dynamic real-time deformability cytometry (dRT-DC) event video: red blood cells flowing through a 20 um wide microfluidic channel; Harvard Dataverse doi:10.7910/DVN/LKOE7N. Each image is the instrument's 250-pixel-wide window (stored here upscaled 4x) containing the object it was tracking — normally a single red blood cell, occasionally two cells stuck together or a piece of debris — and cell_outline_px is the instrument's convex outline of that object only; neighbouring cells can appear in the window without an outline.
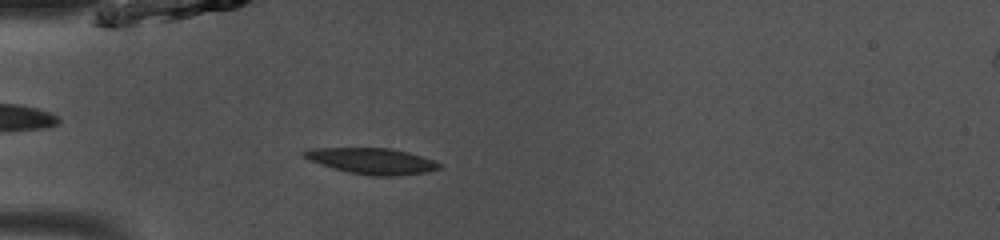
{"species": "common noctule bat (a hibernating species)", "species_latin": "Nyctalus noctula", "temperature_condition": "room temperature", "stored_images_in_passage": 36, "camera_frame_rate_fps": 3000, "um_per_image_px": 0.085, "animal": {"sex": "male", "body_mass_g": 13.0, "forearm_length_mm": 53.1}, "frame": {"image": 1, "passage_image": 5, "time_ms": 1.333, "image_size_px": [1000, 240], "cell_outline_px": [[444, 164], [440, 168], [428, 172], [400, 176], [372, 176], [348, 172], [332, 168], [320, 164], [304, 156], [300, 152], [316, 148], [388, 148], [408, 152]], "centroid_in_image_um": [31.66, 13.7], "position_along_channel_um": 53.3, "area_um2": 20.4}}
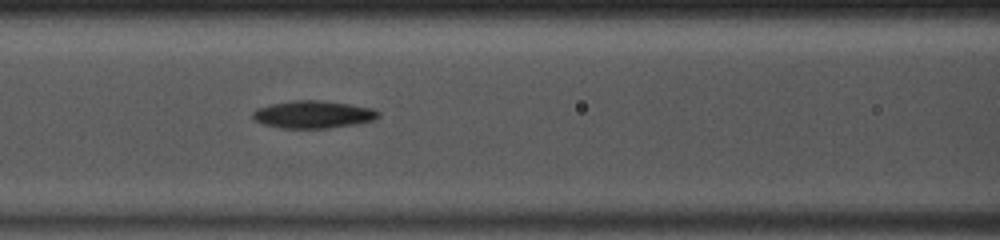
{"frame": {"image": 2, "passage_image": 12, "time_ms": 3.667, "image_size_px": [1000, 240], "cell_outline_px": [[380, 116], [376, 120], [356, 124], [328, 128], [280, 128], [264, 124], [256, 120], [252, 116], [252, 112], [256, 108], [272, 104], [296, 100], [316, 100], [348, 104], [372, 108], [380, 112]], "centroid_in_image_um": [26.64, 9.73], "position_along_channel_um": 140.0, "area_um2": 20.06}}
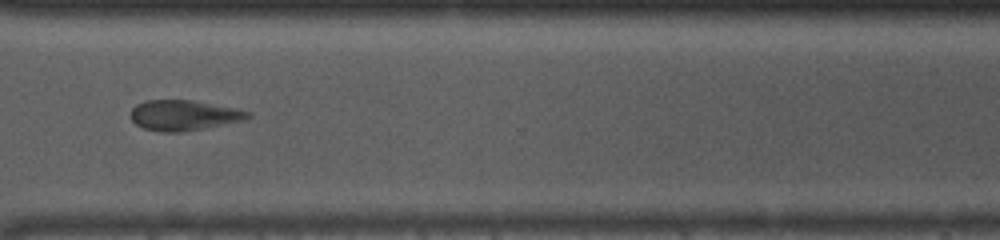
{"frame": {"image": 3, "passage_image": 28, "time_ms": 9.0, "image_size_px": [1000, 240], "cell_outline_px": [[252, 116], [244, 120], [204, 128], [180, 132], [160, 132], [144, 128], [136, 124], [132, 120], [132, 108], [136, 104], [144, 100], [192, 100], [236, 108], [252, 112]], "centroid_in_image_um": [15.64, 9.79], "position_along_channel_um": 355.0, "area_um2": 20.69}, "authors_computed_cell_mechanics": {"area_um2": 19.7676, "velocity_mm_per_s": 4.0475, "shape_relaxation_time_tau1_ms": 7.1537, "shape_relaxation_time_tau2_ms": 5.6009, "deformation_change_tau1": 0.132, "deformation_change_tau2": 0.1217}}